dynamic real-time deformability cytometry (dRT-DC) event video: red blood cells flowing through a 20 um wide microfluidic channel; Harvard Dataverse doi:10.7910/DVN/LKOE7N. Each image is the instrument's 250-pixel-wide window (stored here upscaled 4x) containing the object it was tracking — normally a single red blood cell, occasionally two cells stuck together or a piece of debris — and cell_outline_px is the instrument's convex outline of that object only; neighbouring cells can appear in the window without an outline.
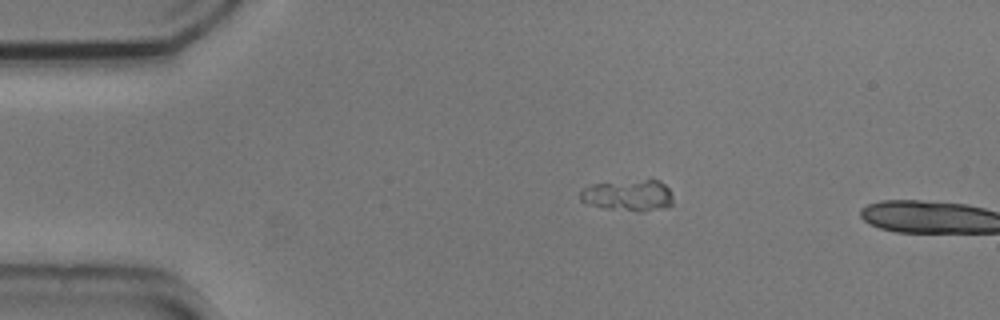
{"species": "common noctule bat (a hibernating species)", "species_latin": "Nyctalus noctula", "temperature_condition": "cold", "stored_images_in_passage": 3, "segment_of_instrument_passage": [1, 2], "camera_frame_rate_fps": 3000, "um_per_image_px": 0.085, "animal": {"sex": "male", "body_mass_g": 20.5, "forearm_length_mm": 52.5}, "frame": {"image": 1, "passage_image": 1, "time_ms": 0.0, "image_size_px": [1000, 320], "cell_outline_px": [[672, 204], [668, 208], [604, 208], [584, 204], [580, 200], [580, 192], [588, 184], [648, 180], [660, 180], [668, 188], [672, 196]], "centroid_in_image_um": [53.35, 16.57], "position_along_channel_um": 31.7, "area_um2": 16.18}}